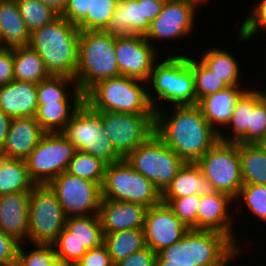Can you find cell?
I'll return each instance as SVG.
<instances>
[{
    "label": "cell",
    "mask_w": 266,
    "mask_h": 266,
    "mask_svg": "<svg viewBox=\"0 0 266 266\" xmlns=\"http://www.w3.org/2000/svg\"><path fill=\"white\" fill-rule=\"evenodd\" d=\"M166 112L162 107L155 111V134L185 163H196L219 141L197 104L173 106L172 115Z\"/></svg>",
    "instance_id": "6da1fadb"
},
{
    "label": "cell",
    "mask_w": 266,
    "mask_h": 266,
    "mask_svg": "<svg viewBox=\"0 0 266 266\" xmlns=\"http://www.w3.org/2000/svg\"><path fill=\"white\" fill-rule=\"evenodd\" d=\"M238 248L222 232L189 229L181 240L157 253L155 266H220Z\"/></svg>",
    "instance_id": "7a4b0ae2"
},
{
    "label": "cell",
    "mask_w": 266,
    "mask_h": 266,
    "mask_svg": "<svg viewBox=\"0 0 266 266\" xmlns=\"http://www.w3.org/2000/svg\"><path fill=\"white\" fill-rule=\"evenodd\" d=\"M80 30L59 15L30 34L29 46L43 59L50 75L75 78Z\"/></svg>",
    "instance_id": "3957f363"
},
{
    "label": "cell",
    "mask_w": 266,
    "mask_h": 266,
    "mask_svg": "<svg viewBox=\"0 0 266 266\" xmlns=\"http://www.w3.org/2000/svg\"><path fill=\"white\" fill-rule=\"evenodd\" d=\"M148 82L120 75L102 79L85 93V102L101 112L155 115Z\"/></svg>",
    "instance_id": "277c9868"
},
{
    "label": "cell",
    "mask_w": 266,
    "mask_h": 266,
    "mask_svg": "<svg viewBox=\"0 0 266 266\" xmlns=\"http://www.w3.org/2000/svg\"><path fill=\"white\" fill-rule=\"evenodd\" d=\"M116 36L104 31H80L77 87L85 94L102 79L120 76L115 53Z\"/></svg>",
    "instance_id": "5b68a950"
},
{
    "label": "cell",
    "mask_w": 266,
    "mask_h": 266,
    "mask_svg": "<svg viewBox=\"0 0 266 266\" xmlns=\"http://www.w3.org/2000/svg\"><path fill=\"white\" fill-rule=\"evenodd\" d=\"M154 63L148 82L152 83L155 95L148 90L149 99L156 110L159 105L156 100L171 103V106L196 104L195 83L192 68L189 65V55H171L165 60ZM151 81V82H150ZM157 96V97H156ZM157 98V99H156Z\"/></svg>",
    "instance_id": "8992f818"
},
{
    "label": "cell",
    "mask_w": 266,
    "mask_h": 266,
    "mask_svg": "<svg viewBox=\"0 0 266 266\" xmlns=\"http://www.w3.org/2000/svg\"><path fill=\"white\" fill-rule=\"evenodd\" d=\"M124 159L150 180L161 194L185 164L155 133Z\"/></svg>",
    "instance_id": "52a82bcc"
},
{
    "label": "cell",
    "mask_w": 266,
    "mask_h": 266,
    "mask_svg": "<svg viewBox=\"0 0 266 266\" xmlns=\"http://www.w3.org/2000/svg\"><path fill=\"white\" fill-rule=\"evenodd\" d=\"M101 199L136 202L149 208L162 202V194L150 180L122 159L106 164Z\"/></svg>",
    "instance_id": "ba28073f"
},
{
    "label": "cell",
    "mask_w": 266,
    "mask_h": 266,
    "mask_svg": "<svg viewBox=\"0 0 266 266\" xmlns=\"http://www.w3.org/2000/svg\"><path fill=\"white\" fill-rule=\"evenodd\" d=\"M61 133L76 150L98 157L106 164L124 159L104 133L101 111H94L86 102L75 112Z\"/></svg>",
    "instance_id": "9c48e42d"
},
{
    "label": "cell",
    "mask_w": 266,
    "mask_h": 266,
    "mask_svg": "<svg viewBox=\"0 0 266 266\" xmlns=\"http://www.w3.org/2000/svg\"><path fill=\"white\" fill-rule=\"evenodd\" d=\"M67 216L48 185L30 191L28 239L33 244H53L65 228Z\"/></svg>",
    "instance_id": "30bf717a"
},
{
    "label": "cell",
    "mask_w": 266,
    "mask_h": 266,
    "mask_svg": "<svg viewBox=\"0 0 266 266\" xmlns=\"http://www.w3.org/2000/svg\"><path fill=\"white\" fill-rule=\"evenodd\" d=\"M76 151L75 146L61 132L44 133L25 159L30 179L35 185H47L67 171Z\"/></svg>",
    "instance_id": "8fae6325"
},
{
    "label": "cell",
    "mask_w": 266,
    "mask_h": 266,
    "mask_svg": "<svg viewBox=\"0 0 266 266\" xmlns=\"http://www.w3.org/2000/svg\"><path fill=\"white\" fill-rule=\"evenodd\" d=\"M196 164L216 191L236 199L243 185L239 143L219 140Z\"/></svg>",
    "instance_id": "7c38bea8"
},
{
    "label": "cell",
    "mask_w": 266,
    "mask_h": 266,
    "mask_svg": "<svg viewBox=\"0 0 266 266\" xmlns=\"http://www.w3.org/2000/svg\"><path fill=\"white\" fill-rule=\"evenodd\" d=\"M103 242L104 235L98 214L70 216L53 247L58 260L75 266L88 250L99 247Z\"/></svg>",
    "instance_id": "4fadbf2b"
},
{
    "label": "cell",
    "mask_w": 266,
    "mask_h": 266,
    "mask_svg": "<svg viewBox=\"0 0 266 266\" xmlns=\"http://www.w3.org/2000/svg\"><path fill=\"white\" fill-rule=\"evenodd\" d=\"M105 135L125 158L155 133V115L101 112Z\"/></svg>",
    "instance_id": "5bb4252c"
},
{
    "label": "cell",
    "mask_w": 266,
    "mask_h": 266,
    "mask_svg": "<svg viewBox=\"0 0 266 266\" xmlns=\"http://www.w3.org/2000/svg\"><path fill=\"white\" fill-rule=\"evenodd\" d=\"M47 185L55 193L67 217L98 214L101 187L96 182L63 172Z\"/></svg>",
    "instance_id": "9a60e30c"
},
{
    "label": "cell",
    "mask_w": 266,
    "mask_h": 266,
    "mask_svg": "<svg viewBox=\"0 0 266 266\" xmlns=\"http://www.w3.org/2000/svg\"><path fill=\"white\" fill-rule=\"evenodd\" d=\"M202 4L200 0H165L162 12L150 23L145 39L153 45L154 40L185 38L192 32L195 12Z\"/></svg>",
    "instance_id": "2e32d148"
},
{
    "label": "cell",
    "mask_w": 266,
    "mask_h": 266,
    "mask_svg": "<svg viewBox=\"0 0 266 266\" xmlns=\"http://www.w3.org/2000/svg\"><path fill=\"white\" fill-rule=\"evenodd\" d=\"M143 35L116 37L115 53L120 75L148 82L158 52Z\"/></svg>",
    "instance_id": "e0dca14e"
},
{
    "label": "cell",
    "mask_w": 266,
    "mask_h": 266,
    "mask_svg": "<svg viewBox=\"0 0 266 266\" xmlns=\"http://www.w3.org/2000/svg\"><path fill=\"white\" fill-rule=\"evenodd\" d=\"M189 228L165 203L147 208L143 226L147 247L155 253L181 240Z\"/></svg>",
    "instance_id": "ac0fdd59"
},
{
    "label": "cell",
    "mask_w": 266,
    "mask_h": 266,
    "mask_svg": "<svg viewBox=\"0 0 266 266\" xmlns=\"http://www.w3.org/2000/svg\"><path fill=\"white\" fill-rule=\"evenodd\" d=\"M147 208L136 202L101 199L98 216L103 234L143 229Z\"/></svg>",
    "instance_id": "d6986e66"
},
{
    "label": "cell",
    "mask_w": 266,
    "mask_h": 266,
    "mask_svg": "<svg viewBox=\"0 0 266 266\" xmlns=\"http://www.w3.org/2000/svg\"><path fill=\"white\" fill-rule=\"evenodd\" d=\"M234 200L230 195L218 191L201 196L197 213V229L222 232L237 245L232 222L235 218L230 217V209L228 210Z\"/></svg>",
    "instance_id": "ffe728a7"
},
{
    "label": "cell",
    "mask_w": 266,
    "mask_h": 266,
    "mask_svg": "<svg viewBox=\"0 0 266 266\" xmlns=\"http://www.w3.org/2000/svg\"><path fill=\"white\" fill-rule=\"evenodd\" d=\"M30 191L0 195V230L20 243L28 242Z\"/></svg>",
    "instance_id": "44dd1931"
},
{
    "label": "cell",
    "mask_w": 266,
    "mask_h": 266,
    "mask_svg": "<svg viewBox=\"0 0 266 266\" xmlns=\"http://www.w3.org/2000/svg\"><path fill=\"white\" fill-rule=\"evenodd\" d=\"M44 133L35 117L12 118L0 156L25 160Z\"/></svg>",
    "instance_id": "7402d4cb"
},
{
    "label": "cell",
    "mask_w": 266,
    "mask_h": 266,
    "mask_svg": "<svg viewBox=\"0 0 266 266\" xmlns=\"http://www.w3.org/2000/svg\"><path fill=\"white\" fill-rule=\"evenodd\" d=\"M38 108L37 84L13 80L0 85V110L11 118L35 117Z\"/></svg>",
    "instance_id": "603a6c76"
},
{
    "label": "cell",
    "mask_w": 266,
    "mask_h": 266,
    "mask_svg": "<svg viewBox=\"0 0 266 266\" xmlns=\"http://www.w3.org/2000/svg\"><path fill=\"white\" fill-rule=\"evenodd\" d=\"M150 22L145 18L144 0H119L106 32L112 36H132L147 33Z\"/></svg>",
    "instance_id": "cb8c5ba5"
},
{
    "label": "cell",
    "mask_w": 266,
    "mask_h": 266,
    "mask_svg": "<svg viewBox=\"0 0 266 266\" xmlns=\"http://www.w3.org/2000/svg\"><path fill=\"white\" fill-rule=\"evenodd\" d=\"M246 90L247 89L245 88L240 89L239 85L228 86L221 91L201 99L197 103L204 115V118L218 134L222 129L220 126H227L239 97Z\"/></svg>",
    "instance_id": "d4e9b609"
},
{
    "label": "cell",
    "mask_w": 266,
    "mask_h": 266,
    "mask_svg": "<svg viewBox=\"0 0 266 266\" xmlns=\"http://www.w3.org/2000/svg\"><path fill=\"white\" fill-rule=\"evenodd\" d=\"M215 192L213 185L196 163H185L162 193V198H178L194 194L201 197Z\"/></svg>",
    "instance_id": "484cf974"
},
{
    "label": "cell",
    "mask_w": 266,
    "mask_h": 266,
    "mask_svg": "<svg viewBox=\"0 0 266 266\" xmlns=\"http://www.w3.org/2000/svg\"><path fill=\"white\" fill-rule=\"evenodd\" d=\"M72 105L70 103H47L38 105L35 119L45 133L62 132L75 112L85 102V94L74 86Z\"/></svg>",
    "instance_id": "4316f807"
},
{
    "label": "cell",
    "mask_w": 266,
    "mask_h": 266,
    "mask_svg": "<svg viewBox=\"0 0 266 266\" xmlns=\"http://www.w3.org/2000/svg\"><path fill=\"white\" fill-rule=\"evenodd\" d=\"M262 98L257 89L247 90L239 97L227 127L232 128V137L224 136L222 131L218 134L219 140L233 143H250V119L255 104Z\"/></svg>",
    "instance_id": "83f0119b"
},
{
    "label": "cell",
    "mask_w": 266,
    "mask_h": 266,
    "mask_svg": "<svg viewBox=\"0 0 266 266\" xmlns=\"http://www.w3.org/2000/svg\"><path fill=\"white\" fill-rule=\"evenodd\" d=\"M30 32L15 0H0V47L28 45Z\"/></svg>",
    "instance_id": "f1b7e54d"
},
{
    "label": "cell",
    "mask_w": 266,
    "mask_h": 266,
    "mask_svg": "<svg viewBox=\"0 0 266 266\" xmlns=\"http://www.w3.org/2000/svg\"><path fill=\"white\" fill-rule=\"evenodd\" d=\"M243 184L266 185V146L263 143H239Z\"/></svg>",
    "instance_id": "f546056e"
},
{
    "label": "cell",
    "mask_w": 266,
    "mask_h": 266,
    "mask_svg": "<svg viewBox=\"0 0 266 266\" xmlns=\"http://www.w3.org/2000/svg\"><path fill=\"white\" fill-rule=\"evenodd\" d=\"M14 80L39 83L50 76L43 59L29 45L13 48Z\"/></svg>",
    "instance_id": "4dcf8cb0"
},
{
    "label": "cell",
    "mask_w": 266,
    "mask_h": 266,
    "mask_svg": "<svg viewBox=\"0 0 266 266\" xmlns=\"http://www.w3.org/2000/svg\"><path fill=\"white\" fill-rule=\"evenodd\" d=\"M34 186L25 160L0 156V195L31 191Z\"/></svg>",
    "instance_id": "1f68e13d"
},
{
    "label": "cell",
    "mask_w": 266,
    "mask_h": 266,
    "mask_svg": "<svg viewBox=\"0 0 266 266\" xmlns=\"http://www.w3.org/2000/svg\"><path fill=\"white\" fill-rule=\"evenodd\" d=\"M104 235L113 264L146 247L143 229H127Z\"/></svg>",
    "instance_id": "d6a6232c"
},
{
    "label": "cell",
    "mask_w": 266,
    "mask_h": 266,
    "mask_svg": "<svg viewBox=\"0 0 266 266\" xmlns=\"http://www.w3.org/2000/svg\"><path fill=\"white\" fill-rule=\"evenodd\" d=\"M201 61L212 70L227 86L239 85L240 67L232 53L218 47L202 54Z\"/></svg>",
    "instance_id": "836d02e7"
},
{
    "label": "cell",
    "mask_w": 266,
    "mask_h": 266,
    "mask_svg": "<svg viewBox=\"0 0 266 266\" xmlns=\"http://www.w3.org/2000/svg\"><path fill=\"white\" fill-rule=\"evenodd\" d=\"M74 82V83H73ZM71 83L75 86L74 78L64 75H50L48 78L37 83L38 105L47 103H70L71 95L69 90ZM69 91V92H67Z\"/></svg>",
    "instance_id": "e575fe53"
},
{
    "label": "cell",
    "mask_w": 266,
    "mask_h": 266,
    "mask_svg": "<svg viewBox=\"0 0 266 266\" xmlns=\"http://www.w3.org/2000/svg\"><path fill=\"white\" fill-rule=\"evenodd\" d=\"M105 167L106 163L100 158L77 150L70 160L66 172L96 182L101 187L104 181Z\"/></svg>",
    "instance_id": "d590c367"
},
{
    "label": "cell",
    "mask_w": 266,
    "mask_h": 266,
    "mask_svg": "<svg viewBox=\"0 0 266 266\" xmlns=\"http://www.w3.org/2000/svg\"><path fill=\"white\" fill-rule=\"evenodd\" d=\"M30 34L52 22L59 14L41 0H15Z\"/></svg>",
    "instance_id": "8d00e7d4"
},
{
    "label": "cell",
    "mask_w": 266,
    "mask_h": 266,
    "mask_svg": "<svg viewBox=\"0 0 266 266\" xmlns=\"http://www.w3.org/2000/svg\"><path fill=\"white\" fill-rule=\"evenodd\" d=\"M198 59L199 61L189 56V65L194 75L196 104L201 99L228 87L200 58Z\"/></svg>",
    "instance_id": "74e56055"
},
{
    "label": "cell",
    "mask_w": 266,
    "mask_h": 266,
    "mask_svg": "<svg viewBox=\"0 0 266 266\" xmlns=\"http://www.w3.org/2000/svg\"><path fill=\"white\" fill-rule=\"evenodd\" d=\"M119 0H93L91 14L77 26L80 31H104Z\"/></svg>",
    "instance_id": "f35d334b"
},
{
    "label": "cell",
    "mask_w": 266,
    "mask_h": 266,
    "mask_svg": "<svg viewBox=\"0 0 266 266\" xmlns=\"http://www.w3.org/2000/svg\"><path fill=\"white\" fill-rule=\"evenodd\" d=\"M162 203L167 204L173 213L189 229H197V213L200 204L199 195L194 194L178 198H162Z\"/></svg>",
    "instance_id": "ab89813d"
},
{
    "label": "cell",
    "mask_w": 266,
    "mask_h": 266,
    "mask_svg": "<svg viewBox=\"0 0 266 266\" xmlns=\"http://www.w3.org/2000/svg\"><path fill=\"white\" fill-rule=\"evenodd\" d=\"M24 244L19 246L16 266H52L58 259L53 244H33L35 248L30 252Z\"/></svg>",
    "instance_id": "60d3db41"
},
{
    "label": "cell",
    "mask_w": 266,
    "mask_h": 266,
    "mask_svg": "<svg viewBox=\"0 0 266 266\" xmlns=\"http://www.w3.org/2000/svg\"><path fill=\"white\" fill-rule=\"evenodd\" d=\"M239 198L253 216L266 223V185L243 184L235 200Z\"/></svg>",
    "instance_id": "b9f144b4"
},
{
    "label": "cell",
    "mask_w": 266,
    "mask_h": 266,
    "mask_svg": "<svg viewBox=\"0 0 266 266\" xmlns=\"http://www.w3.org/2000/svg\"><path fill=\"white\" fill-rule=\"evenodd\" d=\"M251 14L244 20L239 31L240 41H249L258 33L266 31V0H260L254 5Z\"/></svg>",
    "instance_id": "7bdbcfd3"
},
{
    "label": "cell",
    "mask_w": 266,
    "mask_h": 266,
    "mask_svg": "<svg viewBox=\"0 0 266 266\" xmlns=\"http://www.w3.org/2000/svg\"><path fill=\"white\" fill-rule=\"evenodd\" d=\"M266 141V102L261 98L254 106L250 119V143Z\"/></svg>",
    "instance_id": "ee69618b"
},
{
    "label": "cell",
    "mask_w": 266,
    "mask_h": 266,
    "mask_svg": "<svg viewBox=\"0 0 266 266\" xmlns=\"http://www.w3.org/2000/svg\"><path fill=\"white\" fill-rule=\"evenodd\" d=\"M93 0H67L66 7L61 16L71 24L78 26L91 14Z\"/></svg>",
    "instance_id": "f6af8a7d"
},
{
    "label": "cell",
    "mask_w": 266,
    "mask_h": 266,
    "mask_svg": "<svg viewBox=\"0 0 266 266\" xmlns=\"http://www.w3.org/2000/svg\"><path fill=\"white\" fill-rule=\"evenodd\" d=\"M20 242L0 230V263L16 266Z\"/></svg>",
    "instance_id": "bcb514c9"
},
{
    "label": "cell",
    "mask_w": 266,
    "mask_h": 266,
    "mask_svg": "<svg viewBox=\"0 0 266 266\" xmlns=\"http://www.w3.org/2000/svg\"><path fill=\"white\" fill-rule=\"evenodd\" d=\"M111 257L106 245L88 250L75 266H112Z\"/></svg>",
    "instance_id": "7dc6e473"
},
{
    "label": "cell",
    "mask_w": 266,
    "mask_h": 266,
    "mask_svg": "<svg viewBox=\"0 0 266 266\" xmlns=\"http://www.w3.org/2000/svg\"><path fill=\"white\" fill-rule=\"evenodd\" d=\"M157 253L145 247L116 263L117 266H155Z\"/></svg>",
    "instance_id": "c3c4849f"
},
{
    "label": "cell",
    "mask_w": 266,
    "mask_h": 266,
    "mask_svg": "<svg viewBox=\"0 0 266 266\" xmlns=\"http://www.w3.org/2000/svg\"><path fill=\"white\" fill-rule=\"evenodd\" d=\"M14 80L13 48L0 47V85Z\"/></svg>",
    "instance_id": "681fc988"
},
{
    "label": "cell",
    "mask_w": 266,
    "mask_h": 266,
    "mask_svg": "<svg viewBox=\"0 0 266 266\" xmlns=\"http://www.w3.org/2000/svg\"><path fill=\"white\" fill-rule=\"evenodd\" d=\"M165 0H144L145 18L151 23L161 12Z\"/></svg>",
    "instance_id": "f907efd6"
},
{
    "label": "cell",
    "mask_w": 266,
    "mask_h": 266,
    "mask_svg": "<svg viewBox=\"0 0 266 266\" xmlns=\"http://www.w3.org/2000/svg\"><path fill=\"white\" fill-rule=\"evenodd\" d=\"M11 120V117L7 116L0 110V151L2 150L5 144Z\"/></svg>",
    "instance_id": "816d5d0a"
},
{
    "label": "cell",
    "mask_w": 266,
    "mask_h": 266,
    "mask_svg": "<svg viewBox=\"0 0 266 266\" xmlns=\"http://www.w3.org/2000/svg\"><path fill=\"white\" fill-rule=\"evenodd\" d=\"M41 1L47 6L51 7L59 15L62 14L67 4V0H41Z\"/></svg>",
    "instance_id": "f5cc1de1"
},
{
    "label": "cell",
    "mask_w": 266,
    "mask_h": 266,
    "mask_svg": "<svg viewBox=\"0 0 266 266\" xmlns=\"http://www.w3.org/2000/svg\"><path fill=\"white\" fill-rule=\"evenodd\" d=\"M241 247H239L227 260H225L220 266H228L229 263H231V260L234 259V257H237V254L241 252Z\"/></svg>",
    "instance_id": "db71d44e"
},
{
    "label": "cell",
    "mask_w": 266,
    "mask_h": 266,
    "mask_svg": "<svg viewBox=\"0 0 266 266\" xmlns=\"http://www.w3.org/2000/svg\"><path fill=\"white\" fill-rule=\"evenodd\" d=\"M52 266H71V265H69V264H67V263H64L63 261L57 259V260L52 264Z\"/></svg>",
    "instance_id": "11a10c76"
},
{
    "label": "cell",
    "mask_w": 266,
    "mask_h": 266,
    "mask_svg": "<svg viewBox=\"0 0 266 266\" xmlns=\"http://www.w3.org/2000/svg\"><path fill=\"white\" fill-rule=\"evenodd\" d=\"M260 93H261V95H262V99L266 102V90H265V92L262 90H260Z\"/></svg>",
    "instance_id": "9f6ffc18"
},
{
    "label": "cell",
    "mask_w": 266,
    "mask_h": 266,
    "mask_svg": "<svg viewBox=\"0 0 266 266\" xmlns=\"http://www.w3.org/2000/svg\"><path fill=\"white\" fill-rule=\"evenodd\" d=\"M203 4L206 3L207 0H200Z\"/></svg>",
    "instance_id": "6f0895ef"
}]
</instances>
